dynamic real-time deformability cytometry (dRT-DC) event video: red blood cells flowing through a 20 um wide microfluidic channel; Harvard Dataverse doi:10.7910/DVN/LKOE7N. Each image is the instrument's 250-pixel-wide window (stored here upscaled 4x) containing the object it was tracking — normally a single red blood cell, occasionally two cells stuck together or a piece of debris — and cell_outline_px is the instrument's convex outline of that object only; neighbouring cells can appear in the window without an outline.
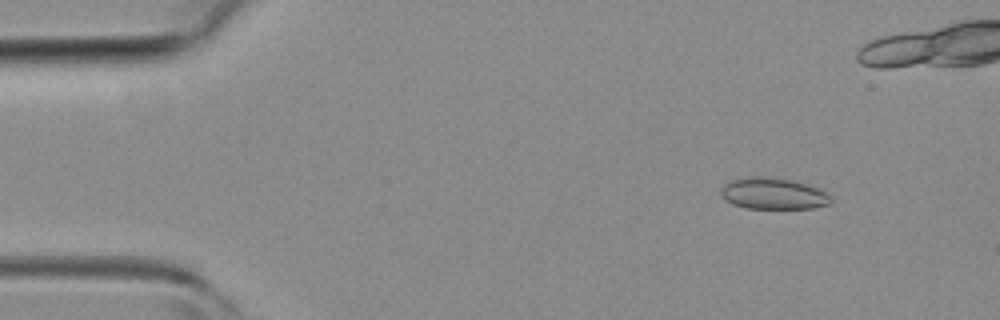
{"species": "common noctule bat (a hibernating species)", "species_latin": "Nyctalus noctula", "temperature_condition": "room temperature", "stored_images_in_passage": 44, "camera_frame_rate_fps": 3000, "um_per_image_px": 0.085, "animal": {"sex": "female", "body_mass_g": 19.3, "forearm_length_mm": 54.1}, "frame": {"image": 1, "passage_image": 5, "time_ms": 1.333, "image_size_px": [1000, 320], "cell_outline_px": [[832, 200], [828, 204], [812, 208], [748, 208], [732, 204], [720, 196], [720, 188], [724, 184], [732, 180], [788, 180], [820, 188]], "centroid_in_image_um": [65.72, 16.52], "position_along_channel_um": 19.3, "area_um2": 18.9}}
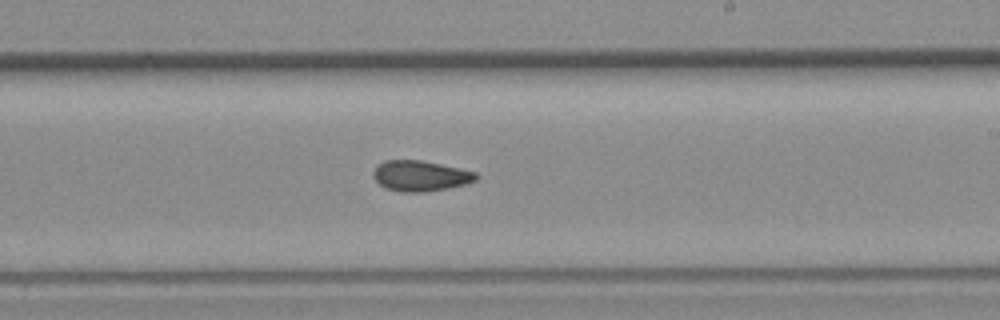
{"frame": {"image": 2, "passage_image": 25, "time_ms": 8.0, "image_size_px": [1000, 320], "cell_outline_px": [[480, 176], [476, 180], [464, 184], [448, 188], [424, 192], [400, 192], [384, 188], [372, 176], [372, 172], [384, 160], [420, 160], [460, 168], [476, 172]], "centroid_in_image_um": [35.73, 14.95], "position_along_channel_um": 253.3, "area_um2": 18.32}}
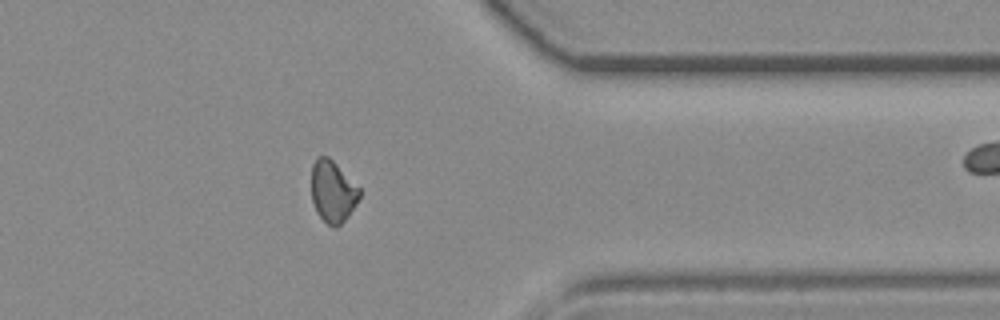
{"frame": {"image": 3, "passage_image": 34, "time_ms": 11.0, "image_size_px": [1000, 320], "cell_outline_px": [[360, 196], [356, 204], [348, 216], [336, 228], [328, 224], [316, 212], [312, 200], [312, 164], [316, 156], [328, 156], [360, 188]], "centroid_in_image_um": [28.27, 16.27], "position_along_channel_um": 383.1, "area_um2": 17.17}}